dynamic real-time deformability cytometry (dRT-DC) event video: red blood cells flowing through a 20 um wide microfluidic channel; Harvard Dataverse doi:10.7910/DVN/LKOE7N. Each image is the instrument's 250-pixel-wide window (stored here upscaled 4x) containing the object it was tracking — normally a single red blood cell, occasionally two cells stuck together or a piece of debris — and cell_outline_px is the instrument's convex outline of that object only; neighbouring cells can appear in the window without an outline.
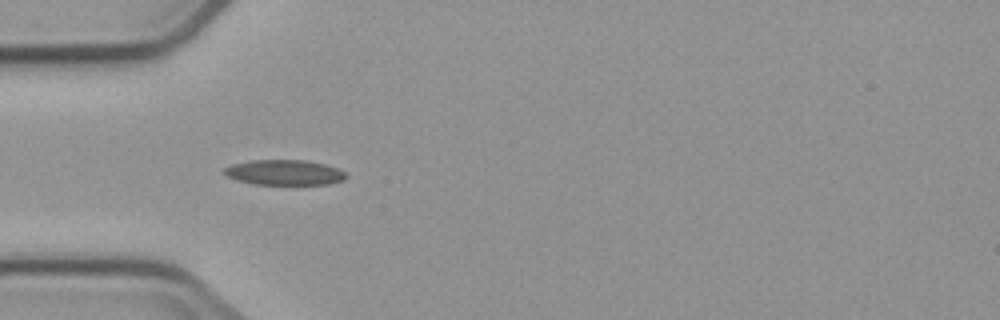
{"species": "common noctule bat (a hibernating species)", "species_latin": "Nyctalus noctula", "temperature_condition": "cold", "stored_images_in_passage": 4, "camera_frame_rate_fps": 3000, "um_per_image_px": 0.085, "animal": {"sex": "male", "body_mass_g": 23.1, "forearm_length_mm": 52.7}, "frame": {"image": 1, "passage_image": 4, "time_ms": 3.667, "image_size_px": [1000, 320], "cell_outline_px": [[348, 176], [344, 180], [328, 184], [256, 184], [236, 180], [228, 176], [224, 172], [224, 168], [232, 164], [252, 160], [304, 160], [324, 164], [336, 168], [344, 172]], "centroid_in_image_um": [24.18, 14.66], "position_along_channel_um": 60.8, "area_um2": 17.74}}